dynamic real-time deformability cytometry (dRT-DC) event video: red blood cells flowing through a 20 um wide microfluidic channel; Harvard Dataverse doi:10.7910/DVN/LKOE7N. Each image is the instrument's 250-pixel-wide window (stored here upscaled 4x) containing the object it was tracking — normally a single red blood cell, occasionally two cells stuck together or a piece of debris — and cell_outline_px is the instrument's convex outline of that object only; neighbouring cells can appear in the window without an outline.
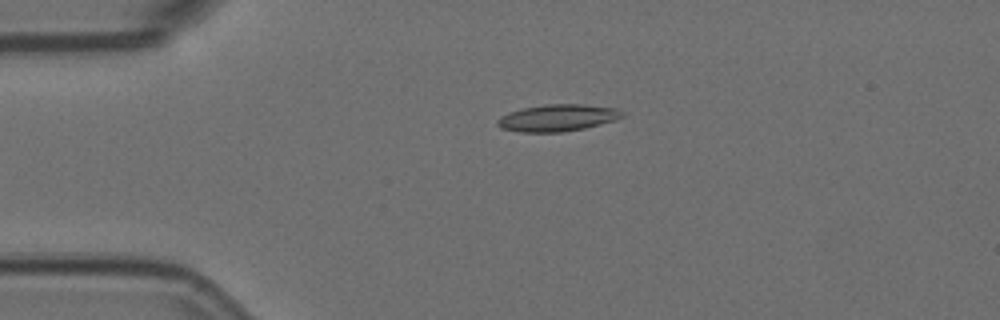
{"species": "Egyptian fruit bat (a non-hibernating species)", "species_latin": "Rousettus aegyptiacus", "temperature_condition": "room temperature", "stored_images_in_passage": 4, "camera_frame_rate_fps": 3000, "um_per_image_px": 0.085, "animal": {"sex": "female"}, "frame": {"image": 1, "passage_image": 3, "time_ms": 0.667, "image_size_px": [1000, 320], "cell_outline_px": [[624, 116], [616, 120], [584, 128], [564, 132], [520, 132], [500, 128], [496, 124], [496, 120], [500, 116], [508, 112], [520, 108], [544, 104], [580, 104], [616, 108], [624, 112]], "centroid_in_image_um": [47.35, 10.01], "position_along_channel_um": 37.6, "area_um2": 19.77}}